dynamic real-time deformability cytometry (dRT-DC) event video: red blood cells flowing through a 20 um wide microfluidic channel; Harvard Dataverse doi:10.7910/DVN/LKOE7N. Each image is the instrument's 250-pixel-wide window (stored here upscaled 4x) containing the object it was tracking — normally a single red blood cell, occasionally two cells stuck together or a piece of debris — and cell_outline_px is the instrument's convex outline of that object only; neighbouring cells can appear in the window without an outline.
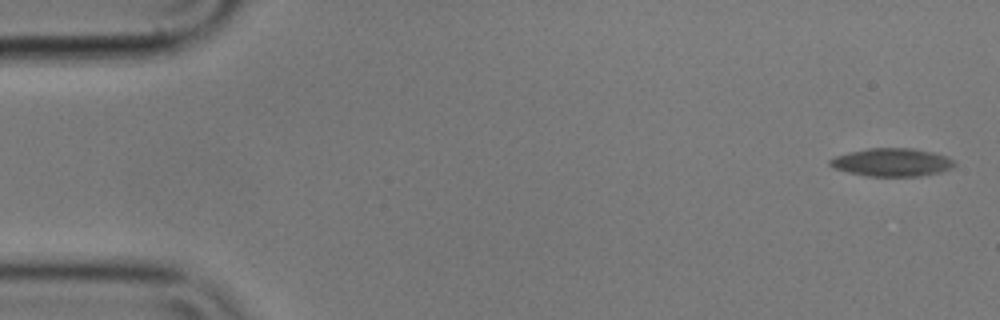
{"species": "common noctule bat (a hibernating species)", "species_latin": "Nyctalus noctula", "temperature_condition": "cold", "stored_images_in_passage": 5, "camera_frame_rate_fps": 3000, "um_per_image_px": 0.085, "animal": {"sex": "male", "body_mass_g": 17.9}, "frame": {"image": 1, "passage_image": 1, "time_ms": 0.0, "image_size_px": [1000, 320], "cell_outline_px": [[956, 164], [952, 168], [940, 172], [920, 176], [868, 176], [848, 172], [836, 168], [828, 164], [828, 160], [836, 156], [848, 152], [868, 148], [912, 148], [932, 152], [944, 156], [952, 160]], "centroid_in_image_um": [75.8, 13.79], "position_along_channel_um": 9.2, "area_um2": 20.23}}
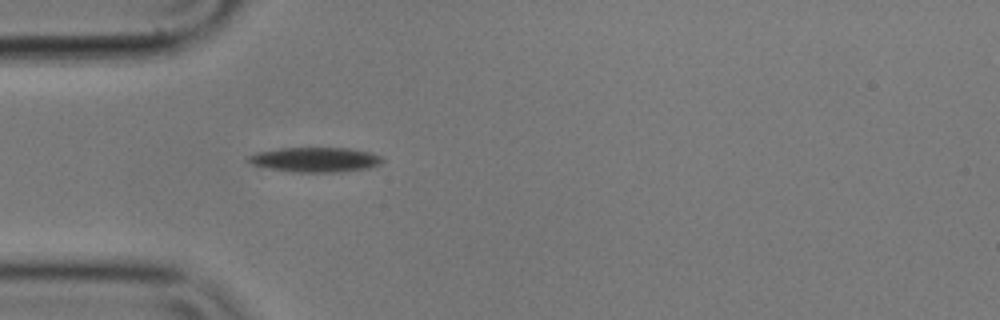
{"frame": {"image": 2, "passage_image": 5, "time_ms": 1.333, "image_size_px": [1000, 320], "cell_outline_px": [[384, 160], [380, 164], [368, 168], [344, 172], [292, 172], [252, 164], [244, 160], [248, 156], [256, 152], [280, 148], [352, 148], [372, 152], [384, 156]], "centroid_in_image_um": [26.85, 13.56], "position_along_channel_um": 58.1, "area_um2": 19.59}}